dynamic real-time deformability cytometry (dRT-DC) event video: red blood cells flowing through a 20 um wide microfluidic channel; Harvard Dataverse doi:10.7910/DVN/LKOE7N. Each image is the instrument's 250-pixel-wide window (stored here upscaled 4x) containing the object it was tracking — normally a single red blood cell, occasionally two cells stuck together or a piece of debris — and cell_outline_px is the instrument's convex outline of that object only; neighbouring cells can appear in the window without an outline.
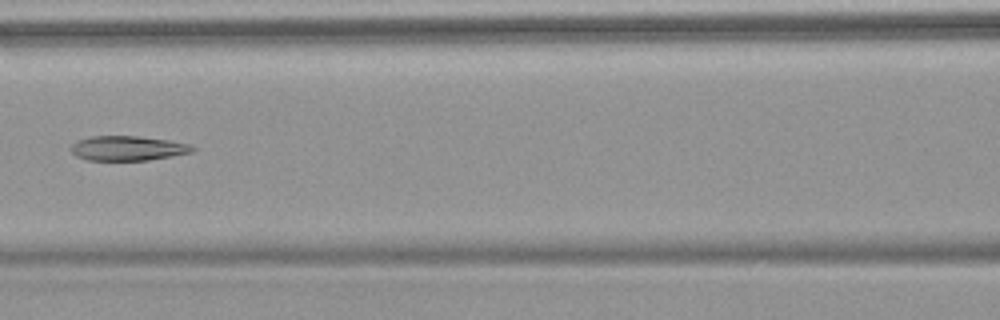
{"species": "common noctule bat (a hibernating species)", "species_latin": "Nyctalus noctula", "temperature_condition": "warm", "stored_images_in_passage": 6, "camera_frame_rate_fps": 3000, "um_per_image_px": 0.085, "animal": {"sex": "female", "body_mass_g": 18.4}, "frame": {"image": 1, "passage_image": 6, "time_ms": 5.667, "image_size_px": [1000, 320], "cell_outline_px": [[196, 148], [192, 152], [172, 156], [148, 160], [88, 160], [76, 156], [68, 148], [76, 140], [92, 136], [140, 136], [168, 140], [192, 144]], "centroid_in_image_um": [10.85, 12.59], "position_along_channel_um": 155.7, "area_um2": 17.63}}